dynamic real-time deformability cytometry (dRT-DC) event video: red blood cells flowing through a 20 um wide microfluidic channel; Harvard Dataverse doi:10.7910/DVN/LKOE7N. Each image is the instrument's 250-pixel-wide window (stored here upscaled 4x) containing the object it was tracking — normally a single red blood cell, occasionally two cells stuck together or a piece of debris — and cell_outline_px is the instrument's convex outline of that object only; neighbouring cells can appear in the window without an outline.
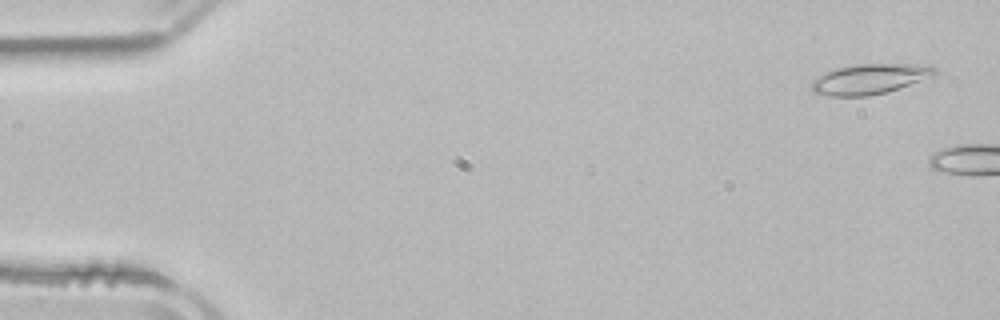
{"species": "common noctule bat (a hibernating species)", "species_latin": "Nyctalus noctula", "temperature_condition": "room temperature", "stored_images_in_passage": 6, "camera_frame_rate_fps": 3000, "um_per_image_px": 0.085, "animal": {"sex": "male", "body_mass_g": 21.5, "forearm_length_mm": 52.0}, "frame": {"image": 1, "passage_image": 1, "time_ms": 0.0, "image_size_px": [1000, 320], "cell_outline_px": [[936, 76], [888, 92], [868, 96], [832, 96], [812, 92], [812, 80], [824, 72], [836, 68], [856, 64], [928, 64], [936, 68]], "centroid_in_image_um": [73.97, 6.71], "position_along_channel_um": 11.0, "area_um2": 21.96}}
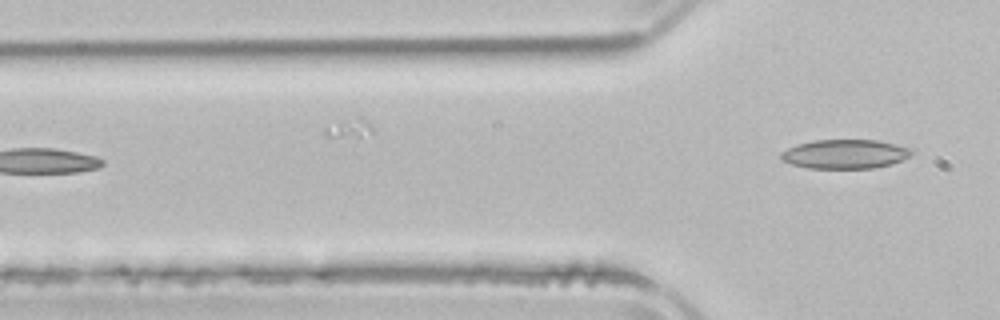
{"frame": {"image": 2, "passage_image": 6, "time_ms": 7.667, "image_size_px": [1000, 320], "cell_outline_px": [[912, 152], [908, 156], [900, 160], [888, 164], [872, 168], [808, 168], [792, 164], [780, 160], [780, 152], [796, 144], [816, 140], [876, 140], [912, 148]], "centroid_in_image_um": [71.76, 13.09], "position_along_channel_um": 54.0, "area_um2": 21.96}}